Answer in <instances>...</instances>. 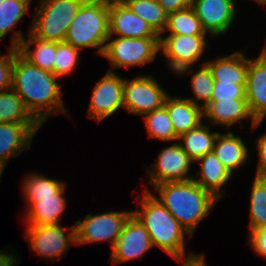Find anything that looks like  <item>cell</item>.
<instances>
[{
    "label": "cell",
    "mask_w": 266,
    "mask_h": 266,
    "mask_svg": "<svg viewBox=\"0 0 266 266\" xmlns=\"http://www.w3.org/2000/svg\"><path fill=\"white\" fill-rule=\"evenodd\" d=\"M3 171H4V168L2 166H0V178L2 176Z\"/></svg>",
    "instance_id": "45"
},
{
    "label": "cell",
    "mask_w": 266,
    "mask_h": 266,
    "mask_svg": "<svg viewBox=\"0 0 266 266\" xmlns=\"http://www.w3.org/2000/svg\"><path fill=\"white\" fill-rule=\"evenodd\" d=\"M109 38V2L85 0L68 27L64 42L79 50L99 48L101 56Z\"/></svg>",
    "instance_id": "4"
},
{
    "label": "cell",
    "mask_w": 266,
    "mask_h": 266,
    "mask_svg": "<svg viewBox=\"0 0 266 266\" xmlns=\"http://www.w3.org/2000/svg\"><path fill=\"white\" fill-rule=\"evenodd\" d=\"M153 248L145 226L132 214L122 229L111 251L112 263H123L141 258Z\"/></svg>",
    "instance_id": "13"
},
{
    "label": "cell",
    "mask_w": 266,
    "mask_h": 266,
    "mask_svg": "<svg viewBox=\"0 0 266 266\" xmlns=\"http://www.w3.org/2000/svg\"><path fill=\"white\" fill-rule=\"evenodd\" d=\"M11 38V48L17 49L24 59L34 66L53 73L56 42L37 39L31 33H28L26 41L21 30L14 32ZM33 44L36 46L31 50Z\"/></svg>",
    "instance_id": "18"
},
{
    "label": "cell",
    "mask_w": 266,
    "mask_h": 266,
    "mask_svg": "<svg viewBox=\"0 0 266 266\" xmlns=\"http://www.w3.org/2000/svg\"><path fill=\"white\" fill-rule=\"evenodd\" d=\"M265 117L266 113L257 121V123L260 125Z\"/></svg>",
    "instance_id": "43"
},
{
    "label": "cell",
    "mask_w": 266,
    "mask_h": 266,
    "mask_svg": "<svg viewBox=\"0 0 266 266\" xmlns=\"http://www.w3.org/2000/svg\"><path fill=\"white\" fill-rule=\"evenodd\" d=\"M143 193L139 202L142 210L137 209L132 214L145 226L152 245L160 247L175 260L188 258L185 255L184 235L191 236L152 191L146 188Z\"/></svg>",
    "instance_id": "3"
},
{
    "label": "cell",
    "mask_w": 266,
    "mask_h": 266,
    "mask_svg": "<svg viewBox=\"0 0 266 266\" xmlns=\"http://www.w3.org/2000/svg\"><path fill=\"white\" fill-rule=\"evenodd\" d=\"M210 130L206 123H200L194 129L178 137V143L194 162L207 153L213 152L219 132H211Z\"/></svg>",
    "instance_id": "25"
},
{
    "label": "cell",
    "mask_w": 266,
    "mask_h": 266,
    "mask_svg": "<svg viewBox=\"0 0 266 266\" xmlns=\"http://www.w3.org/2000/svg\"><path fill=\"white\" fill-rule=\"evenodd\" d=\"M197 161L201 162L200 173H196L200 177L193 180L219 201L223 195L222 186L231 179L232 175L214 152L207 153L195 162Z\"/></svg>",
    "instance_id": "22"
},
{
    "label": "cell",
    "mask_w": 266,
    "mask_h": 266,
    "mask_svg": "<svg viewBox=\"0 0 266 266\" xmlns=\"http://www.w3.org/2000/svg\"><path fill=\"white\" fill-rule=\"evenodd\" d=\"M40 123H0V166L5 168L9 158L30 149Z\"/></svg>",
    "instance_id": "16"
},
{
    "label": "cell",
    "mask_w": 266,
    "mask_h": 266,
    "mask_svg": "<svg viewBox=\"0 0 266 266\" xmlns=\"http://www.w3.org/2000/svg\"><path fill=\"white\" fill-rule=\"evenodd\" d=\"M246 101L253 118L258 121L266 113V63L248 58Z\"/></svg>",
    "instance_id": "19"
},
{
    "label": "cell",
    "mask_w": 266,
    "mask_h": 266,
    "mask_svg": "<svg viewBox=\"0 0 266 266\" xmlns=\"http://www.w3.org/2000/svg\"><path fill=\"white\" fill-rule=\"evenodd\" d=\"M157 2L168 14L190 8L193 4V0H157Z\"/></svg>",
    "instance_id": "39"
},
{
    "label": "cell",
    "mask_w": 266,
    "mask_h": 266,
    "mask_svg": "<svg viewBox=\"0 0 266 266\" xmlns=\"http://www.w3.org/2000/svg\"><path fill=\"white\" fill-rule=\"evenodd\" d=\"M168 93L152 77L139 75L132 80L124 77V109L134 115L144 114L161 108Z\"/></svg>",
    "instance_id": "9"
},
{
    "label": "cell",
    "mask_w": 266,
    "mask_h": 266,
    "mask_svg": "<svg viewBox=\"0 0 266 266\" xmlns=\"http://www.w3.org/2000/svg\"><path fill=\"white\" fill-rule=\"evenodd\" d=\"M206 35H175L159 38V48L168 60L167 66L176 75L181 70L194 66L205 52Z\"/></svg>",
    "instance_id": "10"
},
{
    "label": "cell",
    "mask_w": 266,
    "mask_h": 266,
    "mask_svg": "<svg viewBox=\"0 0 266 266\" xmlns=\"http://www.w3.org/2000/svg\"><path fill=\"white\" fill-rule=\"evenodd\" d=\"M66 185L55 196H37L25 213L29 225L59 224L61 215L66 208L65 193Z\"/></svg>",
    "instance_id": "21"
},
{
    "label": "cell",
    "mask_w": 266,
    "mask_h": 266,
    "mask_svg": "<svg viewBox=\"0 0 266 266\" xmlns=\"http://www.w3.org/2000/svg\"><path fill=\"white\" fill-rule=\"evenodd\" d=\"M153 187L159 193L158 200L190 236L218 202L193 179L165 182Z\"/></svg>",
    "instance_id": "2"
},
{
    "label": "cell",
    "mask_w": 266,
    "mask_h": 266,
    "mask_svg": "<svg viewBox=\"0 0 266 266\" xmlns=\"http://www.w3.org/2000/svg\"><path fill=\"white\" fill-rule=\"evenodd\" d=\"M108 2H125L126 0H107Z\"/></svg>",
    "instance_id": "44"
},
{
    "label": "cell",
    "mask_w": 266,
    "mask_h": 266,
    "mask_svg": "<svg viewBox=\"0 0 266 266\" xmlns=\"http://www.w3.org/2000/svg\"><path fill=\"white\" fill-rule=\"evenodd\" d=\"M200 65L202 66L199 70H196L195 73L193 66H191L181 70L178 75H186L187 73L192 74L193 72V75L191 76L190 80L191 88L193 91L192 93L196 98L192 99L191 97H188V99L191 100L194 104L205 107L211 101L215 81L213 79L209 66L205 62ZM200 101L204 103L200 104Z\"/></svg>",
    "instance_id": "28"
},
{
    "label": "cell",
    "mask_w": 266,
    "mask_h": 266,
    "mask_svg": "<svg viewBox=\"0 0 266 266\" xmlns=\"http://www.w3.org/2000/svg\"><path fill=\"white\" fill-rule=\"evenodd\" d=\"M164 106L168 110L174 132L178 137L203 122V107L194 104L188 98L179 99L168 94Z\"/></svg>",
    "instance_id": "20"
},
{
    "label": "cell",
    "mask_w": 266,
    "mask_h": 266,
    "mask_svg": "<svg viewBox=\"0 0 266 266\" xmlns=\"http://www.w3.org/2000/svg\"><path fill=\"white\" fill-rule=\"evenodd\" d=\"M258 58H260L264 63H266V46L263 48Z\"/></svg>",
    "instance_id": "41"
},
{
    "label": "cell",
    "mask_w": 266,
    "mask_h": 266,
    "mask_svg": "<svg viewBox=\"0 0 266 266\" xmlns=\"http://www.w3.org/2000/svg\"><path fill=\"white\" fill-rule=\"evenodd\" d=\"M256 2H258L261 5H266V0H254Z\"/></svg>",
    "instance_id": "42"
},
{
    "label": "cell",
    "mask_w": 266,
    "mask_h": 266,
    "mask_svg": "<svg viewBox=\"0 0 266 266\" xmlns=\"http://www.w3.org/2000/svg\"><path fill=\"white\" fill-rule=\"evenodd\" d=\"M124 78L110 70L94 86L88 117L101 122L123 105Z\"/></svg>",
    "instance_id": "11"
},
{
    "label": "cell",
    "mask_w": 266,
    "mask_h": 266,
    "mask_svg": "<svg viewBox=\"0 0 266 266\" xmlns=\"http://www.w3.org/2000/svg\"><path fill=\"white\" fill-rule=\"evenodd\" d=\"M175 35H206L192 7L168 14L166 32Z\"/></svg>",
    "instance_id": "29"
},
{
    "label": "cell",
    "mask_w": 266,
    "mask_h": 266,
    "mask_svg": "<svg viewBox=\"0 0 266 266\" xmlns=\"http://www.w3.org/2000/svg\"><path fill=\"white\" fill-rule=\"evenodd\" d=\"M64 186L65 183L34 173L24 178L23 193L29 206L37 196H55Z\"/></svg>",
    "instance_id": "31"
},
{
    "label": "cell",
    "mask_w": 266,
    "mask_h": 266,
    "mask_svg": "<svg viewBox=\"0 0 266 266\" xmlns=\"http://www.w3.org/2000/svg\"><path fill=\"white\" fill-rule=\"evenodd\" d=\"M27 243L30 244V250L34 251L37 256L46 259H59L66 254L71 245L76 244V228H64L60 224L51 225H28L27 224ZM69 231L65 234V231Z\"/></svg>",
    "instance_id": "8"
},
{
    "label": "cell",
    "mask_w": 266,
    "mask_h": 266,
    "mask_svg": "<svg viewBox=\"0 0 266 266\" xmlns=\"http://www.w3.org/2000/svg\"><path fill=\"white\" fill-rule=\"evenodd\" d=\"M7 54H0V92L11 89L14 55L18 52L9 48Z\"/></svg>",
    "instance_id": "36"
},
{
    "label": "cell",
    "mask_w": 266,
    "mask_h": 266,
    "mask_svg": "<svg viewBox=\"0 0 266 266\" xmlns=\"http://www.w3.org/2000/svg\"><path fill=\"white\" fill-rule=\"evenodd\" d=\"M195 163L182 149L178 141L159 153L158 160L149 170V182L155 186L165 182L188 181L194 178L189 173L191 164Z\"/></svg>",
    "instance_id": "12"
},
{
    "label": "cell",
    "mask_w": 266,
    "mask_h": 266,
    "mask_svg": "<svg viewBox=\"0 0 266 266\" xmlns=\"http://www.w3.org/2000/svg\"><path fill=\"white\" fill-rule=\"evenodd\" d=\"M113 35L128 38L160 37L147 21L133 13L124 2H109V38Z\"/></svg>",
    "instance_id": "15"
},
{
    "label": "cell",
    "mask_w": 266,
    "mask_h": 266,
    "mask_svg": "<svg viewBox=\"0 0 266 266\" xmlns=\"http://www.w3.org/2000/svg\"><path fill=\"white\" fill-rule=\"evenodd\" d=\"M160 37L128 38L118 37L106 43L103 57L107 58L112 69L130 66H144L154 60L159 48Z\"/></svg>",
    "instance_id": "6"
},
{
    "label": "cell",
    "mask_w": 266,
    "mask_h": 266,
    "mask_svg": "<svg viewBox=\"0 0 266 266\" xmlns=\"http://www.w3.org/2000/svg\"><path fill=\"white\" fill-rule=\"evenodd\" d=\"M39 123L13 90L0 92V123Z\"/></svg>",
    "instance_id": "26"
},
{
    "label": "cell",
    "mask_w": 266,
    "mask_h": 266,
    "mask_svg": "<svg viewBox=\"0 0 266 266\" xmlns=\"http://www.w3.org/2000/svg\"><path fill=\"white\" fill-rule=\"evenodd\" d=\"M85 0H43L35 8L29 33L35 38L63 42L68 27Z\"/></svg>",
    "instance_id": "5"
},
{
    "label": "cell",
    "mask_w": 266,
    "mask_h": 266,
    "mask_svg": "<svg viewBox=\"0 0 266 266\" xmlns=\"http://www.w3.org/2000/svg\"><path fill=\"white\" fill-rule=\"evenodd\" d=\"M130 10L141 17L161 36L168 22V13L157 0H126Z\"/></svg>",
    "instance_id": "27"
},
{
    "label": "cell",
    "mask_w": 266,
    "mask_h": 266,
    "mask_svg": "<svg viewBox=\"0 0 266 266\" xmlns=\"http://www.w3.org/2000/svg\"><path fill=\"white\" fill-rule=\"evenodd\" d=\"M56 79L60 78L32 65L18 52L14 55L11 89L20 96L26 109L41 125L56 110L68 115L61 98V85Z\"/></svg>",
    "instance_id": "1"
},
{
    "label": "cell",
    "mask_w": 266,
    "mask_h": 266,
    "mask_svg": "<svg viewBox=\"0 0 266 266\" xmlns=\"http://www.w3.org/2000/svg\"><path fill=\"white\" fill-rule=\"evenodd\" d=\"M259 163L255 177L266 178V132L257 138Z\"/></svg>",
    "instance_id": "38"
},
{
    "label": "cell",
    "mask_w": 266,
    "mask_h": 266,
    "mask_svg": "<svg viewBox=\"0 0 266 266\" xmlns=\"http://www.w3.org/2000/svg\"><path fill=\"white\" fill-rule=\"evenodd\" d=\"M246 84H233L227 82H214L211 101L231 98H246Z\"/></svg>",
    "instance_id": "35"
},
{
    "label": "cell",
    "mask_w": 266,
    "mask_h": 266,
    "mask_svg": "<svg viewBox=\"0 0 266 266\" xmlns=\"http://www.w3.org/2000/svg\"><path fill=\"white\" fill-rule=\"evenodd\" d=\"M250 195L249 234L266 226V178L255 177Z\"/></svg>",
    "instance_id": "32"
},
{
    "label": "cell",
    "mask_w": 266,
    "mask_h": 266,
    "mask_svg": "<svg viewBox=\"0 0 266 266\" xmlns=\"http://www.w3.org/2000/svg\"><path fill=\"white\" fill-rule=\"evenodd\" d=\"M132 211H112L98 215L88 214L75 222L76 245L110 241L111 247L117 241L124 224Z\"/></svg>",
    "instance_id": "7"
},
{
    "label": "cell",
    "mask_w": 266,
    "mask_h": 266,
    "mask_svg": "<svg viewBox=\"0 0 266 266\" xmlns=\"http://www.w3.org/2000/svg\"><path fill=\"white\" fill-rule=\"evenodd\" d=\"M250 245L257 255L266 259V226H262L249 234Z\"/></svg>",
    "instance_id": "37"
},
{
    "label": "cell",
    "mask_w": 266,
    "mask_h": 266,
    "mask_svg": "<svg viewBox=\"0 0 266 266\" xmlns=\"http://www.w3.org/2000/svg\"><path fill=\"white\" fill-rule=\"evenodd\" d=\"M247 148L243 139L230 131L218 133L213 152L232 175L246 160L249 161Z\"/></svg>",
    "instance_id": "24"
},
{
    "label": "cell",
    "mask_w": 266,
    "mask_h": 266,
    "mask_svg": "<svg viewBox=\"0 0 266 266\" xmlns=\"http://www.w3.org/2000/svg\"><path fill=\"white\" fill-rule=\"evenodd\" d=\"M31 0H3L0 3V39L9 32L29 13Z\"/></svg>",
    "instance_id": "33"
},
{
    "label": "cell",
    "mask_w": 266,
    "mask_h": 266,
    "mask_svg": "<svg viewBox=\"0 0 266 266\" xmlns=\"http://www.w3.org/2000/svg\"><path fill=\"white\" fill-rule=\"evenodd\" d=\"M177 262H182L183 264L181 266H207L204 256L200 254H191L188 256V258L184 259H176Z\"/></svg>",
    "instance_id": "40"
},
{
    "label": "cell",
    "mask_w": 266,
    "mask_h": 266,
    "mask_svg": "<svg viewBox=\"0 0 266 266\" xmlns=\"http://www.w3.org/2000/svg\"><path fill=\"white\" fill-rule=\"evenodd\" d=\"M80 51L66 42H56L55 61L53 73L56 77H65L76 68L79 60Z\"/></svg>",
    "instance_id": "34"
},
{
    "label": "cell",
    "mask_w": 266,
    "mask_h": 266,
    "mask_svg": "<svg viewBox=\"0 0 266 266\" xmlns=\"http://www.w3.org/2000/svg\"><path fill=\"white\" fill-rule=\"evenodd\" d=\"M205 63L209 66L215 82L246 84L248 58L243 51H236L215 60H207Z\"/></svg>",
    "instance_id": "23"
},
{
    "label": "cell",
    "mask_w": 266,
    "mask_h": 266,
    "mask_svg": "<svg viewBox=\"0 0 266 266\" xmlns=\"http://www.w3.org/2000/svg\"><path fill=\"white\" fill-rule=\"evenodd\" d=\"M203 117L210 120L211 124L227 128L250 117L252 122L251 128L254 130L259 126L250 113L246 98L210 101L203 107Z\"/></svg>",
    "instance_id": "17"
},
{
    "label": "cell",
    "mask_w": 266,
    "mask_h": 266,
    "mask_svg": "<svg viewBox=\"0 0 266 266\" xmlns=\"http://www.w3.org/2000/svg\"><path fill=\"white\" fill-rule=\"evenodd\" d=\"M236 0H193L192 8L206 33L219 36L232 26Z\"/></svg>",
    "instance_id": "14"
},
{
    "label": "cell",
    "mask_w": 266,
    "mask_h": 266,
    "mask_svg": "<svg viewBox=\"0 0 266 266\" xmlns=\"http://www.w3.org/2000/svg\"><path fill=\"white\" fill-rule=\"evenodd\" d=\"M143 117L149 137L161 140V142L178 140L169 118L168 110L164 105L159 109L144 114Z\"/></svg>",
    "instance_id": "30"
}]
</instances>
